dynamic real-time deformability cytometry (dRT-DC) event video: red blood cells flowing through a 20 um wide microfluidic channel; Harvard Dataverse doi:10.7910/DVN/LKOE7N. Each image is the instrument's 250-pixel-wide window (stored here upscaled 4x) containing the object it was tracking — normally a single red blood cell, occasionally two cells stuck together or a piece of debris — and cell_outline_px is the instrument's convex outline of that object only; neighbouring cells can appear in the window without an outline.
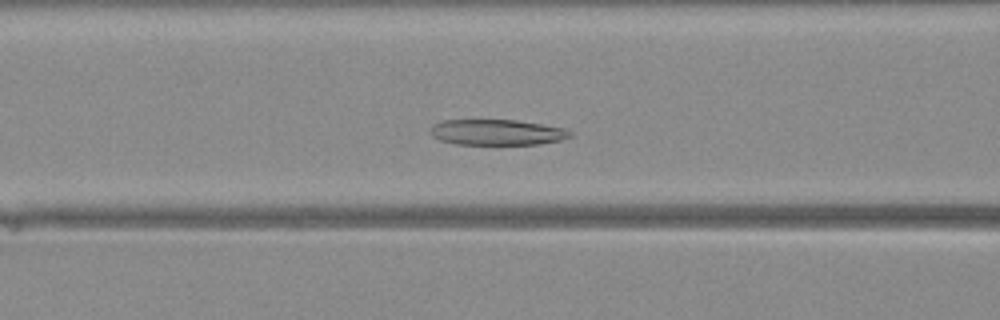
{"species": "Egyptian fruit bat (a non-hibernating species)", "species_latin": "Rousettus aegyptiacus", "temperature_condition": "warm", "stored_images_in_passage": 18, "camera_frame_rate_fps": 3000, "um_per_image_px": 0.085, "animal": {"sex": "female"}, "frame": {"image": 1, "passage_image": 16, "time_ms": 5.0, "image_size_px": [1000, 320], "cell_outline_px": [[576, 132], [572, 136], [560, 140], [540, 144], [456, 144], [440, 140], [432, 136], [428, 132], [428, 128], [432, 124], [440, 120], [516, 120], [564, 128]], "centroid_in_image_um": [42.21, 11.24], "position_along_channel_um": 124.4, "area_um2": 21.15}}